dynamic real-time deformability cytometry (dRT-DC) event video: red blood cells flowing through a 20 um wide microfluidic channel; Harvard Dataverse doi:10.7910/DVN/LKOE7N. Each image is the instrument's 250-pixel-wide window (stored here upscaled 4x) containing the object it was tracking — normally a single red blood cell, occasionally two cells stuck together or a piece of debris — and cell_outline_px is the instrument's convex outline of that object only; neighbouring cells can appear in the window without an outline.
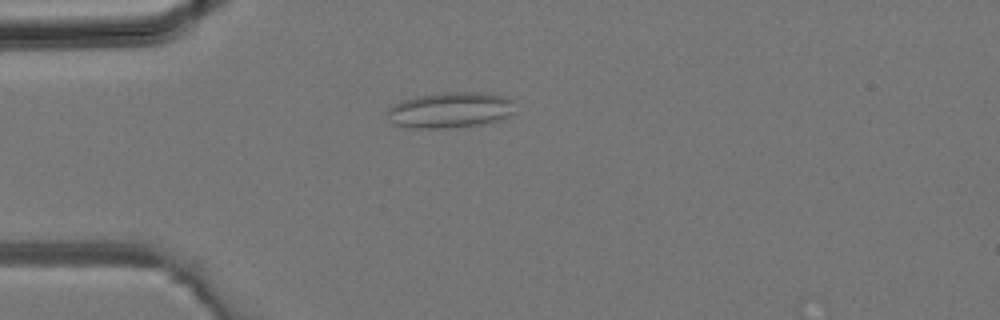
{"species": "common noctule bat (a hibernating species)", "species_latin": "Nyctalus noctula", "temperature_condition": "room temperature", "stored_images_in_passage": 1, "camera_frame_rate_fps": 3000, "um_per_image_px": 0.085, "animal": {"sex": "male", "body_mass_g": 19.2, "forearm_length_mm": 51.8}, "frame": {"image": 1, "passage_image": 1, "time_ms": 0.0, "image_size_px": [1000, 320], "cell_outline_px": [[516, 112], [508, 116], [496, 120], [480, 124], [448, 128], [412, 128], [396, 124], [388, 112], [388, 108], [404, 100], [416, 96], [440, 92], [484, 92], [504, 96], [516, 100]], "centroid_in_image_um": [38.38, 9.33], "position_along_channel_um": 46.6, "area_um2": 26.59}}